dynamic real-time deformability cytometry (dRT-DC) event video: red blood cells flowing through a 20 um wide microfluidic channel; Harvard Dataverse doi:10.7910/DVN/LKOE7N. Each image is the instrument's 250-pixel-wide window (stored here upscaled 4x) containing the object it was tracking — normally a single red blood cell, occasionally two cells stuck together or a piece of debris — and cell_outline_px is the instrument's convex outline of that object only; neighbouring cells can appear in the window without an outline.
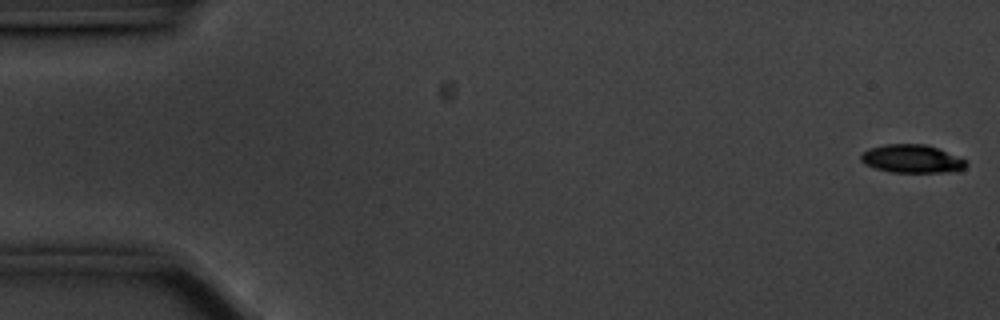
{"species": "common noctule bat (a hibernating species)", "species_latin": "Nyctalus noctula", "temperature_condition": "cold", "stored_images_in_passage": 57, "camera_frame_rate_fps": 3000, "um_per_image_px": 0.085, "animal": {"sex": "male", "body_mass_g": 20.1, "forearm_length_mm": 53.5}, "frame": {"image": 1, "passage_image": 1, "time_ms": 0.0, "image_size_px": [1000, 320], "cell_outline_px": [[968, 164], [960, 172], [888, 172], [864, 164], [860, 160], [860, 156], [868, 148], [884, 144], [924, 144], [936, 148], [968, 160]], "centroid_in_image_um": [77.53, 13.51], "position_along_channel_um": 7.5, "area_um2": 17.46}}
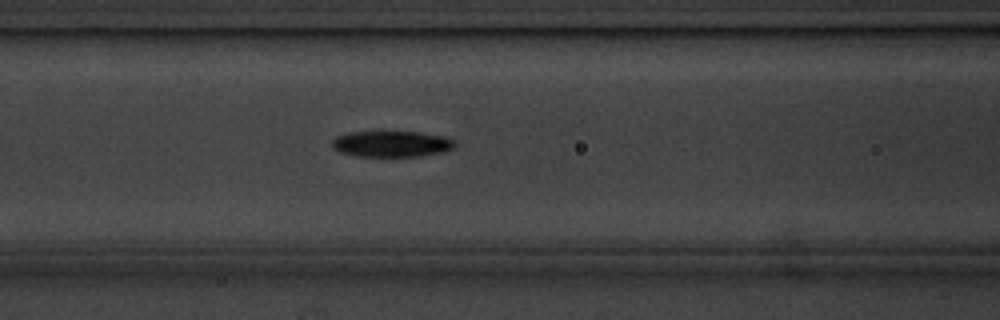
{"frame": {"image": 2, "passage_image": 23, "time_ms": 7.333, "image_size_px": [1000, 320], "cell_outline_px": [[456, 148], [440, 152], [416, 156], [356, 156], [340, 152], [332, 148], [332, 140], [336, 136], [352, 132], [420, 132], [444, 136], [452, 140], [456, 144]], "centroid_in_image_um": [33.27, 12.23], "position_along_channel_um": 133.3, "area_um2": 18.5}}
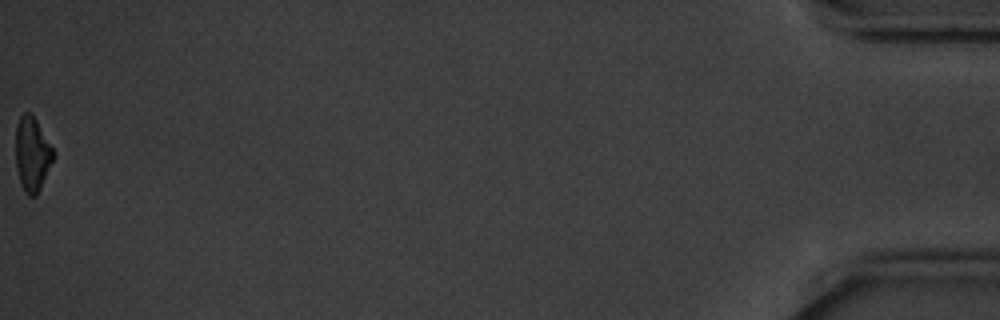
{"frame": {"image": 3, "passage_image": 57, "time_ms": 18.667, "image_size_px": [1000, 320], "cell_outline_px": [[56, 156], [36, 196], [28, 196], [24, 192], [16, 168], [16, 124], [20, 116], [24, 112], [32, 112], [56, 152]], "centroid_in_image_um": [2.76, 13.07], "position_along_channel_um": 432.4, "area_um2": 16.65}, "authors_computed_cell_mechanics": {"area_um2": 18.3226, "velocity_mm_per_s": 3.533, "shape_relaxation_time_tau1_ms": 2.3199, "shape_relaxation_time_tau2_ms": null, "deformation_change_tau1": 0.129, "deformation_change_tau2": null}}